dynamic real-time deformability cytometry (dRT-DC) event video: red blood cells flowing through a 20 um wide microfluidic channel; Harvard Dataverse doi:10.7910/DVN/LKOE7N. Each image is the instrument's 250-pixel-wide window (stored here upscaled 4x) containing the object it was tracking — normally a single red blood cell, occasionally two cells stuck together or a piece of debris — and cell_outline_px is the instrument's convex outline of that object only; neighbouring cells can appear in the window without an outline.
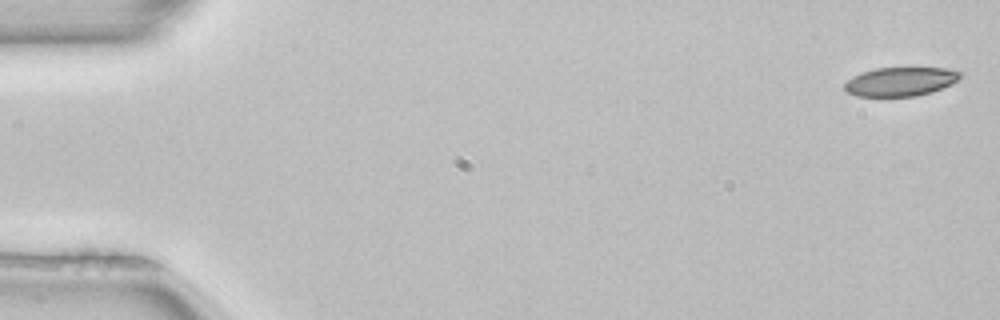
{"species": "common noctule bat (a hibernating species)", "species_latin": "Nyctalus noctula", "temperature_condition": "room temperature", "stored_images_in_passage": 47, "camera_frame_rate_fps": 3000, "um_per_image_px": 0.085, "animal": {"sex": "female", "body_mass_g": 22.7, "forearm_length_mm": 54.2}, "frame": {"image": 1, "passage_image": 1, "time_ms": 0.0, "image_size_px": [1000, 320], "cell_outline_px": [[964, 76], [932, 92], [916, 96], [856, 96], [848, 92], [844, 88], [844, 84], [852, 76], [876, 68], [944, 68], [964, 72]], "centroid_in_image_um": [76.55, 6.93], "position_along_channel_um": 8.5, "area_um2": 19.31}}
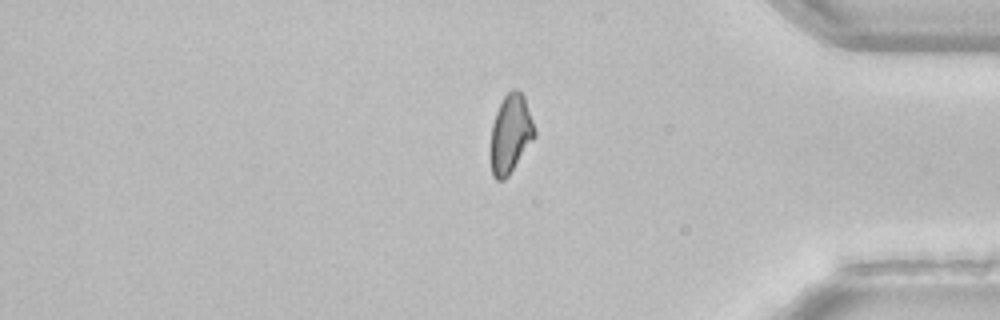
{"frame": {"image": 2, "passage_image": 43, "time_ms": 14.0, "image_size_px": [1000, 320], "cell_outline_px": [[536, 136], [508, 176], [504, 180], [496, 180], [492, 176], [488, 156], [488, 148], [492, 124], [496, 112], [504, 96], [512, 88], [516, 88], [524, 96], [536, 128]], "centroid_in_image_um": [43.36, 11.41], "position_along_channel_um": 391.8, "area_um2": 20.81}, "authors_computed_cell_mechanics": {"area_um2": 21.2126, "velocity_mm_per_s": 3.9655, "shape_relaxation_time_tau1_ms": 8.3509, "shape_relaxation_time_tau2_ms": null, "deformation_change_tau1": 0.1674, "deformation_change_tau2": null}}